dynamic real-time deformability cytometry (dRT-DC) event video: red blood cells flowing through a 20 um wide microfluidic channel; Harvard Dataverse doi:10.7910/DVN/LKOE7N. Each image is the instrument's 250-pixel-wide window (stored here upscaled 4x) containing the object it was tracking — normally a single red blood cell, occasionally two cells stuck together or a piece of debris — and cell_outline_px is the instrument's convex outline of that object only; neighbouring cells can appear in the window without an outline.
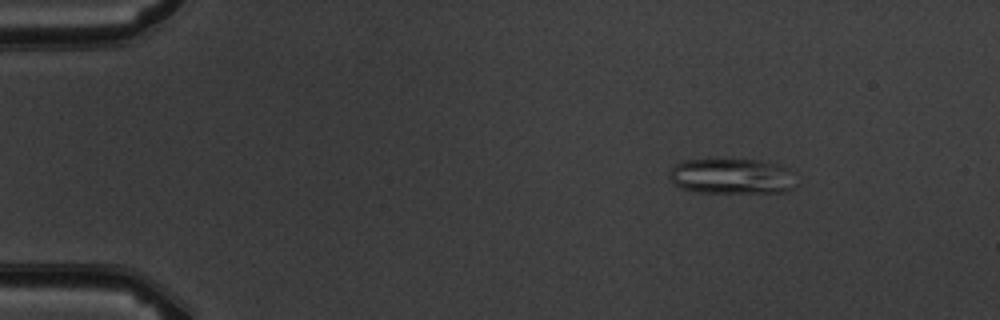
{"species": "common noctule bat (a hibernating species)", "species_latin": "Nyctalus noctula", "temperature_condition": "warm", "stored_images_in_passage": 4, "camera_frame_rate_fps": 3000, "um_per_image_px": 0.085, "animal": {"sex": "male", "body_mass_g": 19.5, "forearm_length_mm": 54.6}, "frame": {"image": 1, "passage_image": 2, "time_ms": 2.0, "image_size_px": [1000, 320], "cell_outline_px": [[792, 188], [784, 192], [696, 192], [680, 188], [668, 176], [672, 168], [676, 164], [684, 160], [760, 160], [780, 164], [784, 168]], "centroid_in_image_um": [62.07, 14.98], "position_along_channel_um": 22.9, "area_um2": 25.32}}